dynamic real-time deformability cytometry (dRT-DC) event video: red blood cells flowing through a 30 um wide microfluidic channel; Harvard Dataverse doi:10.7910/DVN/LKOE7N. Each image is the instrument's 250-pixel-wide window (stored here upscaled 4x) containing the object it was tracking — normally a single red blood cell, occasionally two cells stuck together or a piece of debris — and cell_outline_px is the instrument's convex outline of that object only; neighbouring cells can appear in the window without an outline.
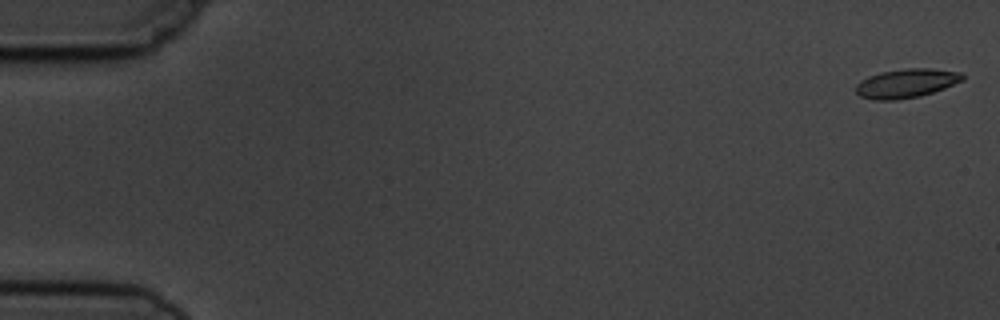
{"species": "common noctule bat (a hibernating species)", "species_latin": "Nyctalus noctula", "temperature_condition": "cold", "stored_images_in_passage": 6, "camera_frame_rate_fps": 3000, "um_per_image_px": 0.085, "animal": {"sex": "male", "body_mass_g": 19.5, "forearm_length_mm": 54.6}, "frame": {"image": 1, "passage_image": 1, "time_ms": 0.0, "image_size_px": [1000, 320], "cell_outline_px": [[964, 80], [944, 88], [920, 96], [896, 100], [872, 100], [860, 96], [856, 92], [856, 84], [860, 80], [868, 76], [880, 72], [908, 68], [928, 68], [960, 72], [964, 76]], "centroid_in_image_um": [77.01, 7.08], "position_along_channel_um": 8.0, "area_um2": 18.03}}